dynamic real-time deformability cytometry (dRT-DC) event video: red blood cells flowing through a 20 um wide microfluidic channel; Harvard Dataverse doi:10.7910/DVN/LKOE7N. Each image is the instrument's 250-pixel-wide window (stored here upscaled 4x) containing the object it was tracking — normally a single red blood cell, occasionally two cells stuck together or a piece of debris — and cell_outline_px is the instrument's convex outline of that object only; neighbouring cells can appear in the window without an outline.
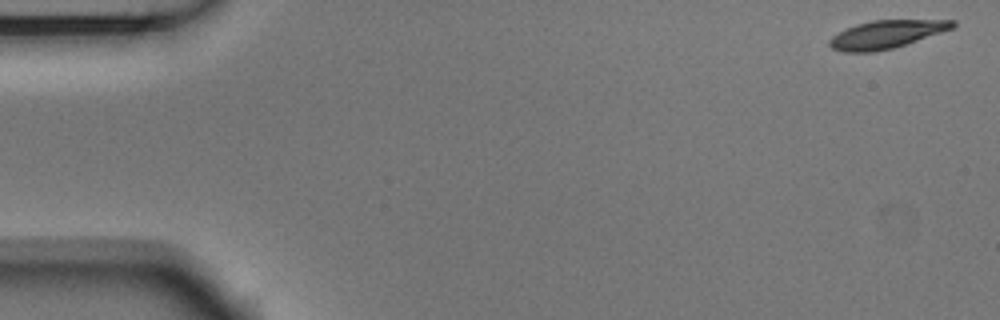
{"species": "Egyptian fruit bat (a non-hibernating species)", "species_latin": "Rousettus aegyptiacus", "temperature_condition": "room temperature", "stored_images_in_passage": 6, "camera_frame_rate_fps": 3000, "um_per_image_px": 0.085, "animal": {"sex": "male"}, "frame": {"image": 1, "passage_image": 1, "time_ms": 0.0, "image_size_px": [1000, 320], "cell_outline_px": [[956, 24], [952, 28], [892, 48], [872, 52], [844, 52], [832, 48], [828, 44], [828, 40], [832, 36], [844, 28], [856, 24], [872, 20], [956, 20]], "centroid_in_image_um": [75.26, 2.91], "position_along_channel_um": 9.7, "area_um2": 19.83}}
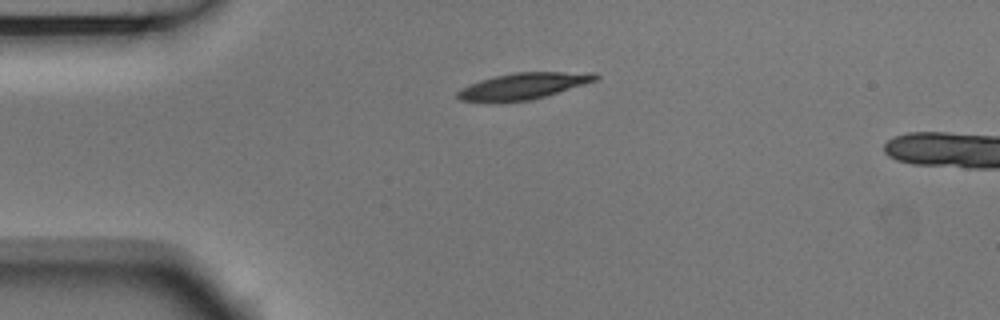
{"frame": {"image": 2, "passage_image": 4, "time_ms": 1.0, "image_size_px": [1000, 320], "cell_outline_px": [[600, 76], [596, 80], [584, 84], [544, 96], [528, 100], [496, 104], [460, 100], [456, 96], [456, 92], [460, 88], [468, 84], [480, 80], [496, 76], [516, 72], [592, 72]], "centroid_in_image_um": [44.38, 7.33], "position_along_channel_um": 40.6, "area_um2": 21.44}}